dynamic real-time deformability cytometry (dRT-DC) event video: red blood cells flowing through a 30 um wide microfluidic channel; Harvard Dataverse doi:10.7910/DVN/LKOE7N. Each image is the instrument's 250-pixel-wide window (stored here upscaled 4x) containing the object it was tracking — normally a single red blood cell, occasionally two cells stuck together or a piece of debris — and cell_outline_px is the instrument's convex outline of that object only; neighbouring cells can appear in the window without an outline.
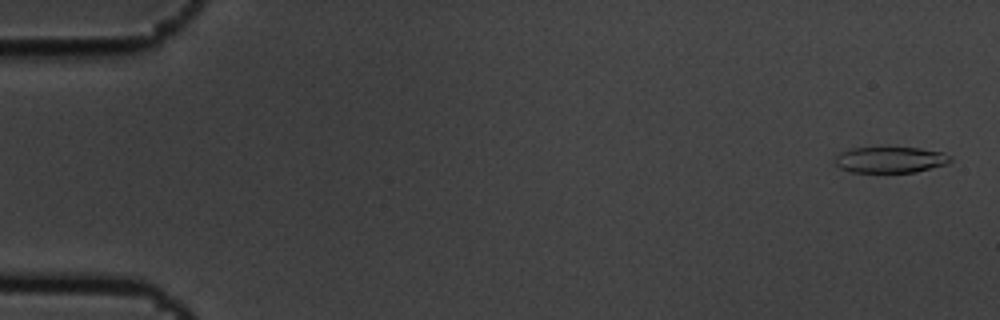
{"species": "common noctule bat (a hibernating species)", "species_latin": "Nyctalus noctula", "temperature_condition": "cold", "stored_images_in_passage": 4, "camera_frame_rate_fps": 3000, "um_per_image_px": 0.085, "animal": {"sex": "male", "body_mass_g": 19.5, "forearm_length_mm": 54.6}, "frame": {"image": 1, "passage_image": 1, "time_ms": 0.0, "image_size_px": [1000, 320], "cell_outline_px": [[952, 160], [948, 164], [916, 172], [852, 172], [840, 168], [832, 160], [840, 152], [852, 148], [920, 148], [944, 152], [952, 156]], "centroid_in_image_um": [75.7, 13.58], "position_along_channel_um": 9.3, "area_um2": 17.63}}